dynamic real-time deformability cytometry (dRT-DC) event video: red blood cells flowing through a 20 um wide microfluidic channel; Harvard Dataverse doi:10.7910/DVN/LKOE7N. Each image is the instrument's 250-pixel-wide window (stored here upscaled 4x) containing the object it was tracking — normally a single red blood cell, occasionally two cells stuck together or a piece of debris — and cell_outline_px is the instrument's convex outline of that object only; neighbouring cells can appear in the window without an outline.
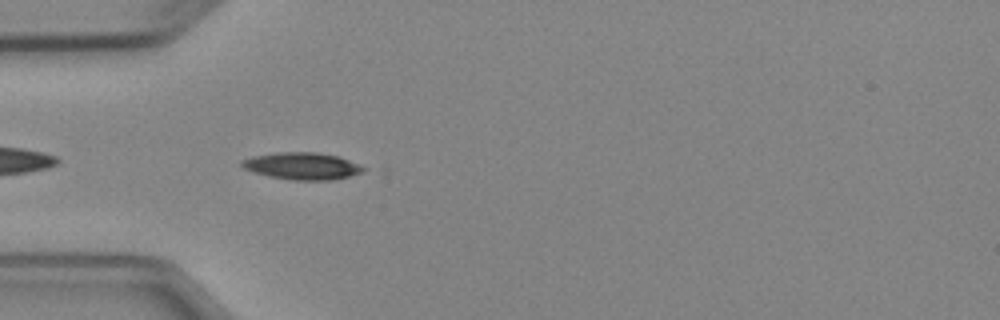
{"species": "Egyptian fruit bat (a non-hibernating species)", "species_latin": "Rousettus aegyptiacus", "temperature_condition": "cold", "stored_images_in_passage": 5, "segment_of_instrument_passage": [2, 2], "camera_frame_rate_fps": 3000, "um_per_image_px": 0.085, "animal": {"sex": "female"}, "frame": {"image": 1, "passage_image": 5, "time_ms": 5.0, "image_size_px": [1000, 320], "cell_outline_px": [[368, 168], [360, 172], [348, 176], [328, 180], [292, 180], [268, 176], [244, 168], [240, 164], [240, 160], [252, 156], [276, 152], [316, 152], [340, 156], [360, 164]], "centroid_in_image_um": [25.68, 14.09], "position_along_channel_um": 59.3, "area_um2": 19.19}}